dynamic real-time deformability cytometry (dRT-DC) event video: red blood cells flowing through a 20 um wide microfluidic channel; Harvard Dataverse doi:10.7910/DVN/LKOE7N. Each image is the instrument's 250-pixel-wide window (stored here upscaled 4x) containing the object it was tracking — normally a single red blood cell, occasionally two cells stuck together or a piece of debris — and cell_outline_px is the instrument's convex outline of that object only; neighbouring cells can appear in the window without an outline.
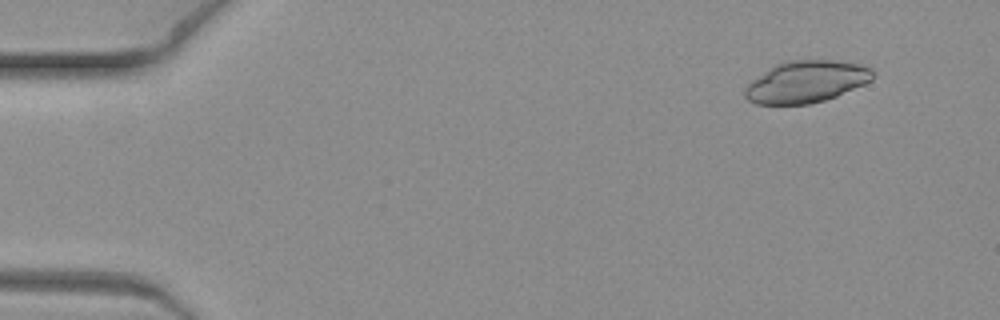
{"species": "common noctule bat (a hibernating species)", "species_latin": "Nyctalus noctula", "temperature_condition": "warm", "stored_images_in_passage": 6, "camera_frame_rate_fps": 3000, "um_per_image_px": 0.085, "animal": {"sex": "female", "body_mass_g": 19.3, "forearm_length_mm": 54.1}, "frame": {"image": 1, "passage_image": 1, "time_ms": 0.0, "image_size_px": [1000, 320], "cell_outline_px": [[872, 80], [864, 84], [836, 96], [824, 100], [808, 104], [756, 104], [748, 100], [744, 96], [744, 88], [752, 80], [768, 68], [784, 60], [832, 60], [860, 64], [872, 68]], "centroid_in_image_um": [68.5, 6.94], "position_along_channel_um": 16.5, "area_um2": 31.15}}